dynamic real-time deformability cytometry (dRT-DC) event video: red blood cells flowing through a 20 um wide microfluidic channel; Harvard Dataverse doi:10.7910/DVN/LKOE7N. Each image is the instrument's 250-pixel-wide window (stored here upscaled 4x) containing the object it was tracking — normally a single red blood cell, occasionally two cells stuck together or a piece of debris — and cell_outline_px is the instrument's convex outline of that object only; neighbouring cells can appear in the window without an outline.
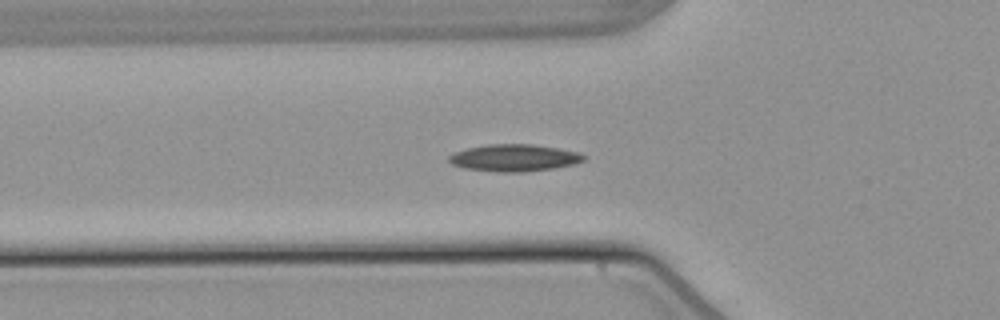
{"species": "common noctule bat (a hibernating species)", "species_latin": "Nyctalus noctula", "temperature_condition": "warm", "stored_images_in_passage": 40, "camera_frame_rate_fps": 3000, "um_per_image_px": 0.085, "animal": {"sex": "male", "body_mass_g": 21.5, "forearm_length_mm": 52.0}, "frame": {"image": 1, "passage_image": 9, "time_ms": 2.667, "image_size_px": [1000, 320], "cell_outline_px": [[584, 160], [572, 164], [552, 168], [520, 172], [500, 172], [464, 168], [452, 164], [448, 160], [448, 156], [456, 152], [468, 148], [488, 144], [532, 144], [560, 148], [580, 152], [584, 156]], "centroid_in_image_um": [43.7, 13.4], "position_along_channel_um": 82.1, "area_um2": 21.04}}
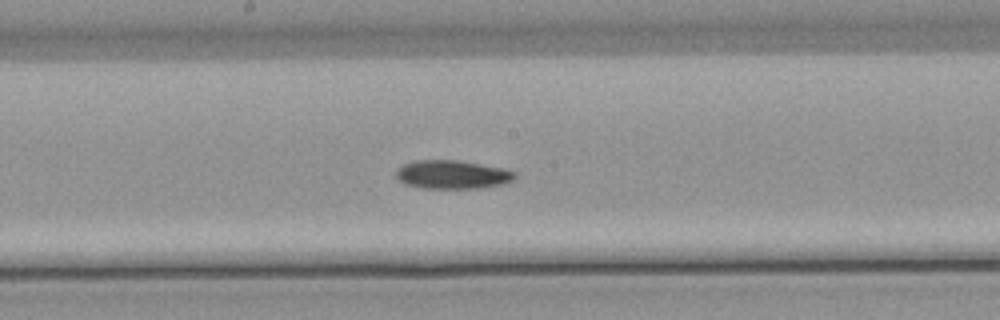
{"frame": {"image": 2, "passage_image": 19, "time_ms": 6.0, "image_size_px": [1000, 320], "cell_outline_px": [[516, 176], [512, 180], [500, 184], [476, 188], [424, 188], [404, 184], [396, 176], [396, 168], [412, 160], [456, 160], [504, 168], [516, 172]], "centroid_in_image_um": [38.4, 14.82], "position_along_channel_um": 209.8, "area_um2": 19.65}}
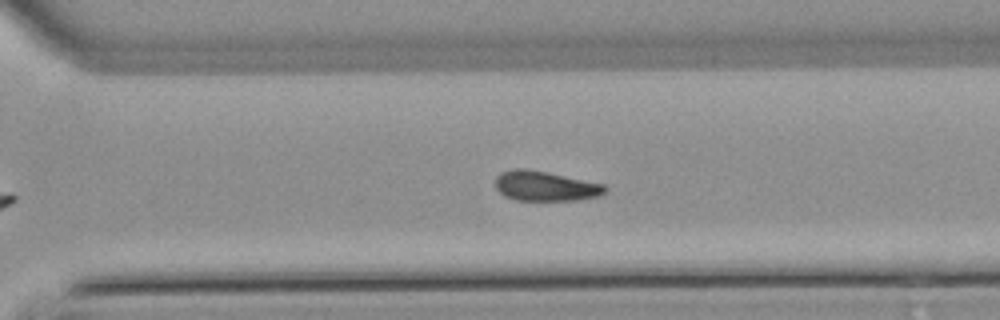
{"frame": {"image": 3, "passage_image": 28, "time_ms": 9.0, "image_size_px": [1000, 320], "cell_outline_px": [[608, 188], [604, 192], [596, 196], [576, 200], [516, 200], [504, 196], [496, 188], [496, 176], [500, 172], [548, 172], [604, 184]], "centroid_in_image_um": [46.4, 15.86], "position_along_channel_um": 324.2, "area_um2": 18.21}, "authors_computed_cell_mechanics": {"area_um2": 19.5653, "velocity_mm_per_s": 3.8237, "shape_relaxation_time_tau1_ms": 11.0095, "shape_relaxation_time_tau2_ms": null, "deformation_change_tau1": 0.198, "deformation_change_tau2": null}}